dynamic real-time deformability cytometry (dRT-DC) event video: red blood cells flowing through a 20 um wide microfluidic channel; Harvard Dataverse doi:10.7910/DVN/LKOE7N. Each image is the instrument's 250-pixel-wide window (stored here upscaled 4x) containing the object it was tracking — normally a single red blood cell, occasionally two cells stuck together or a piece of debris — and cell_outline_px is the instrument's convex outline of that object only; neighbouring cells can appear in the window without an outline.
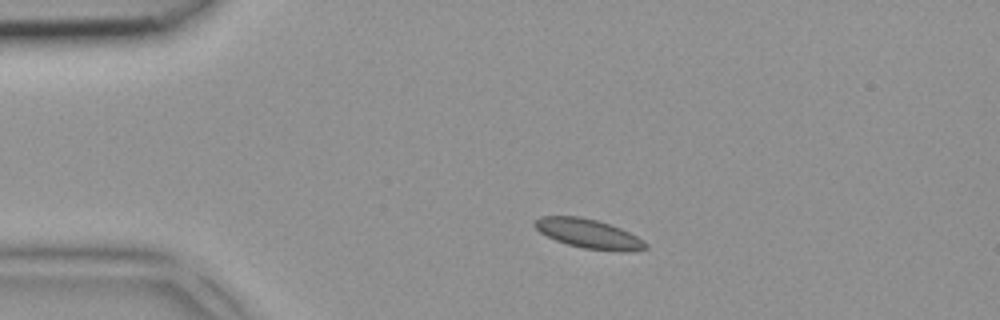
{"species": "common noctule bat (a hibernating species)", "species_latin": "Nyctalus noctula", "temperature_condition": "room temperature", "stored_images_in_passage": 2, "camera_frame_rate_fps": 3000, "um_per_image_px": 0.085, "animal": {"sex": "female", "body_mass_g": 18.4}, "frame": {"image": 1, "passage_image": 1, "time_ms": 0.0, "image_size_px": [1000, 320], "cell_outline_px": [[648, 248], [628, 252], [624, 252], [584, 248], [568, 244], [556, 240], [540, 232], [532, 224], [532, 220], [540, 216], [580, 216], [596, 220], [620, 228], [644, 240], [648, 244]], "centroid_in_image_um": [50.02, 19.86], "position_along_channel_um": 35.0, "area_um2": 18.9}}